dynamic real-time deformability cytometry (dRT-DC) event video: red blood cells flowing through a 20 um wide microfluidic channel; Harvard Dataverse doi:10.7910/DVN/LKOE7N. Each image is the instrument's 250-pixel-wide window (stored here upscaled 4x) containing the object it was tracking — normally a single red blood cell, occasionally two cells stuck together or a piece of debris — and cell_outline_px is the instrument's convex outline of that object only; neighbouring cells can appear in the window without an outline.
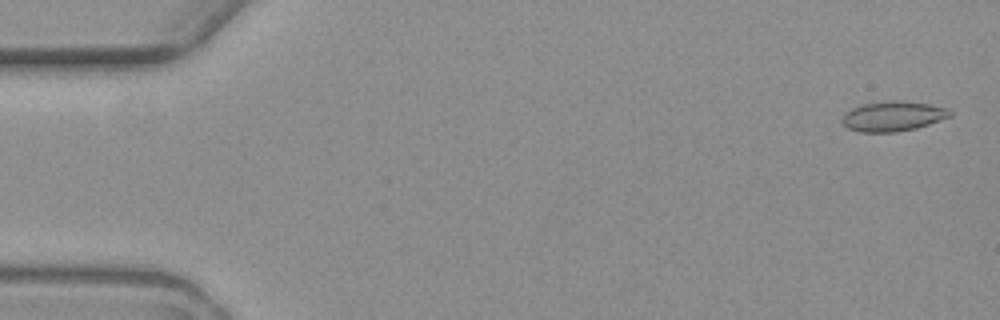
{"species": "common noctule bat (a hibernating species)", "species_latin": "Nyctalus noctula", "temperature_condition": "warm", "stored_images_in_passage": 5, "camera_frame_rate_fps": 3000, "um_per_image_px": 0.085, "animal": {"sex": "female", "body_mass_g": 19.3, "forearm_length_mm": 54.1}, "frame": {"image": 1, "passage_image": 1, "time_ms": 0.0, "image_size_px": [1000, 320], "cell_outline_px": [[952, 116], [916, 128], [896, 132], [860, 132], [848, 128], [840, 120], [844, 112], [852, 108], [864, 104], [896, 100], [928, 104], [944, 108], [952, 112]], "centroid_in_image_um": [75.86, 9.89], "position_along_channel_um": 9.1, "area_um2": 18.61}}
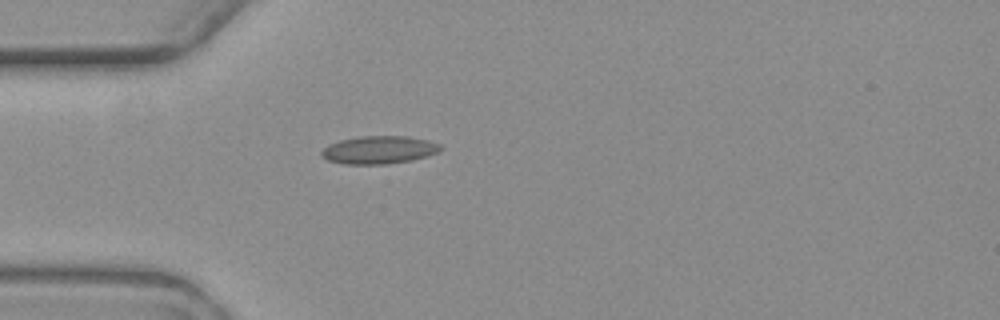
{"frame": {"image": 2, "passage_image": 5, "time_ms": 5.0, "image_size_px": [1000, 320], "cell_outline_px": [[444, 148], [440, 152], [428, 156], [412, 160], [388, 164], [344, 164], [328, 160], [320, 156], [320, 152], [328, 144], [340, 140], [360, 136], [408, 136], [428, 140], [440, 144]], "centroid_in_image_um": [32.24, 12.74], "position_along_channel_um": 52.8, "area_um2": 19.59}}